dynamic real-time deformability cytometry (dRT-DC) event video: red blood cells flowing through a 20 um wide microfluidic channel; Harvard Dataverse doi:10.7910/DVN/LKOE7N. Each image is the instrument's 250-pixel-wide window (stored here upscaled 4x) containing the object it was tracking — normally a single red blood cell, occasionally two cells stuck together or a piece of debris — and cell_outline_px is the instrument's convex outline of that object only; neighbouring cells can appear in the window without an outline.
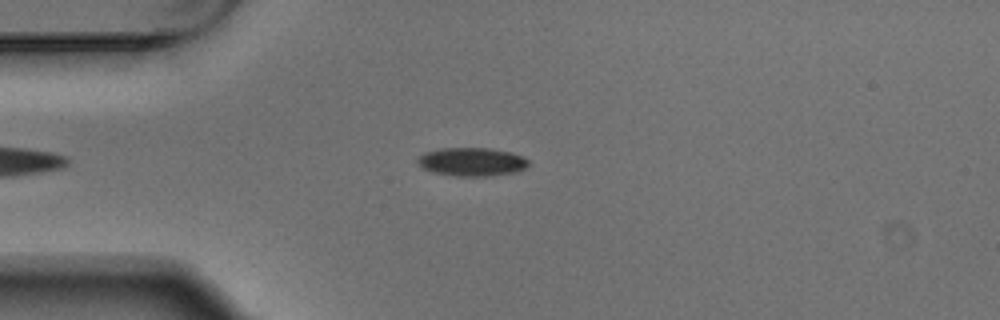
{"species": "Egyptian fruit bat (a non-hibernating species)", "species_latin": "Rousettus aegyptiacus", "temperature_condition": "warm", "stored_images_in_passage": 4, "camera_frame_rate_fps": 3000, "um_per_image_px": 0.085, "animal": {"sex": "male"}, "frame": {"image": 1, "passage_image": 3, "time_ms": 0.667, "image_size_px": [1000, 320], "cell_outline_px": [[528, 164], [524, 168], [512, 172], [488, 176], [456, 176], [432, 172], [416, 164], [416, 160], [424, 152], [440, 148], [488, 148], [512, 152], [524, 156], [528, 160]], "centroid_in_image_um": [40.07, 13.74], "position_along_channel_um": 44.9, "area_um2": 18.38}}